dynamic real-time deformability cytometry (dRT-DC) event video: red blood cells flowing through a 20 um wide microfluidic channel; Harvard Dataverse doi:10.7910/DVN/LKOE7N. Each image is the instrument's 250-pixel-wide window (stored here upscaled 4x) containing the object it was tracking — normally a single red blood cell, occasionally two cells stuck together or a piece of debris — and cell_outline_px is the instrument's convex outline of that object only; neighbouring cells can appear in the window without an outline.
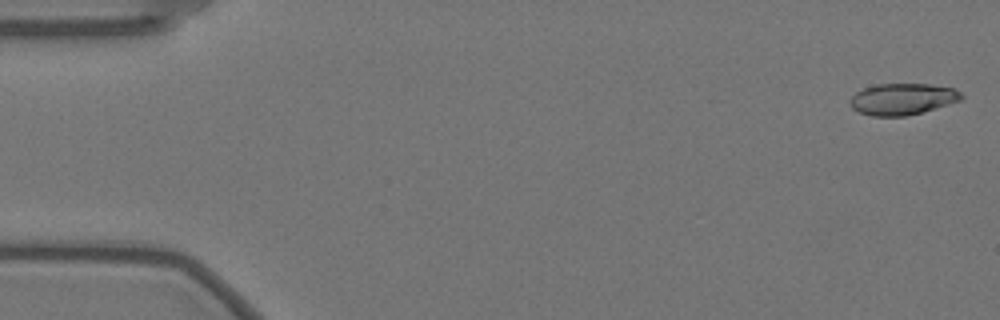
{"species": "Egyptian fruit bat (a non-hibernating species)", "species_latin": "Rousettus aegyptiacus", "temperature_condition": "warm", "stored_images_in_passage": 13, "camera_frame_rate_fps": 3000, "um_per_image_px": 0.085, "animal": {"sex": "female"}, "frame": {"image": 1, "passage_image": 1, "time_ms": 0.0, "image_size_px": [1000, 320], "cell_outline_px": [[964, 100], [920, 112], [904, 116], [872, 116], [860, 112], [852, 108], [848, 100], [856, 92], [864, 88], [876, 84], [928, 84], [956, 88], [964, 96]], "centroid_in_image_um": [76.73, 8.41], "position_along_channel_um": 8.3, "area_um2": 20.46}}